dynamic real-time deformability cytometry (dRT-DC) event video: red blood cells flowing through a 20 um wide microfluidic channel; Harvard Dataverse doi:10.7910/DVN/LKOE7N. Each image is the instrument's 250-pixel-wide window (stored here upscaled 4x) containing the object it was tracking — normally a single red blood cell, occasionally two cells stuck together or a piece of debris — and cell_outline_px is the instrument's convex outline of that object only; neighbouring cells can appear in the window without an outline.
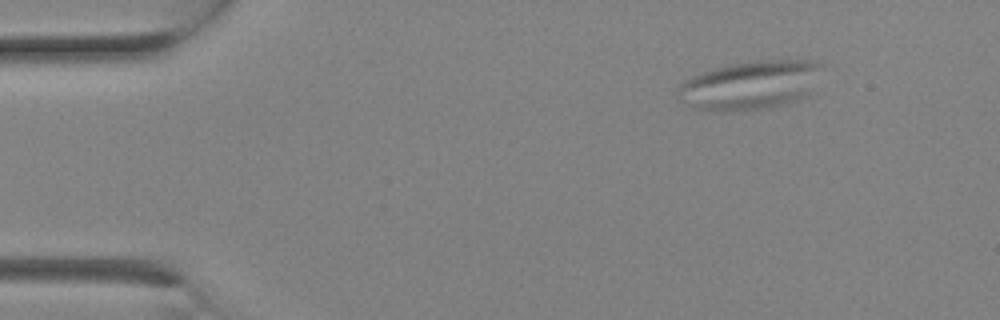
{"species": "Egyptian fruit bat (a non-hibernating species)", "species_latin": "Rousettus aegyptiacus", "temperature_condition": "room temperature", "stored_images_in_passage": 3, "camera_frame_rate_fps": 3000, "um_per_image_px": 0.085, "animal": {"sex": "female"}, "frame": {"image": 1, "passage_image": 1, "time_ms": 0.0, "image_size_px": [1000, 320], "cell_outline_px": [[824, 64], [812, 96], [800, 100], [768, 108], [692, 108], [676, 96], [680, 84], [684, 80], [700, 72], [728, 64], [768, 60], [820, 60]], "centroid_in_image_um": [63.9, 7.18], "position_along_channel_um": 21.1, "area_um2": 40.81}}